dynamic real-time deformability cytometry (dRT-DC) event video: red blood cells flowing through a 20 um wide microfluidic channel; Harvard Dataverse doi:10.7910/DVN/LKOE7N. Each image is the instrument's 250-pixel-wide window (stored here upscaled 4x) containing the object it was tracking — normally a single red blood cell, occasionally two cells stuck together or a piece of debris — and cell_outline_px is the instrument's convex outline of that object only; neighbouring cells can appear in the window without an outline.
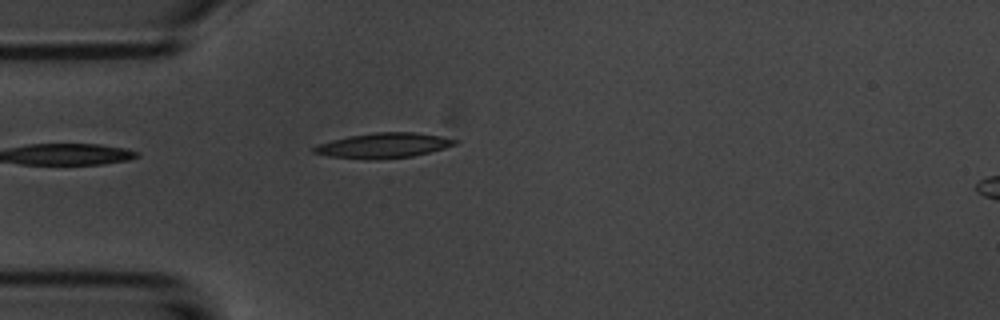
{"species": "common noctule bat (a hibernating species)", "species_latin": "Nyctalus noctula", "temperature_condition": "room temperature", "stored_images_in_passage": 5, "camera_frame_rate_fps": 3000, "um_per_image_px": 0.085, "animal": {"sex": "male", "body_mass_g": 20.1, "forearm_length_mm": 53.5}, "frame": {"image": 1, "passage_image": 5, "time_ms": 4.667, "image_size_px": [1000, 320], "cell_outline_px": [[460, 140], [456, 144], [444, 148], [412, 156], [372, 160], [364, 160], [328, 156], [312, 152], [308, 148], [316, 144], [348, 136], [376, 132], [412, 132], [440, 136]], "centroid_in_image_um": [32.51, 12.37], "position_along_channel_um": 52.5, "area_um2": 20.75}}